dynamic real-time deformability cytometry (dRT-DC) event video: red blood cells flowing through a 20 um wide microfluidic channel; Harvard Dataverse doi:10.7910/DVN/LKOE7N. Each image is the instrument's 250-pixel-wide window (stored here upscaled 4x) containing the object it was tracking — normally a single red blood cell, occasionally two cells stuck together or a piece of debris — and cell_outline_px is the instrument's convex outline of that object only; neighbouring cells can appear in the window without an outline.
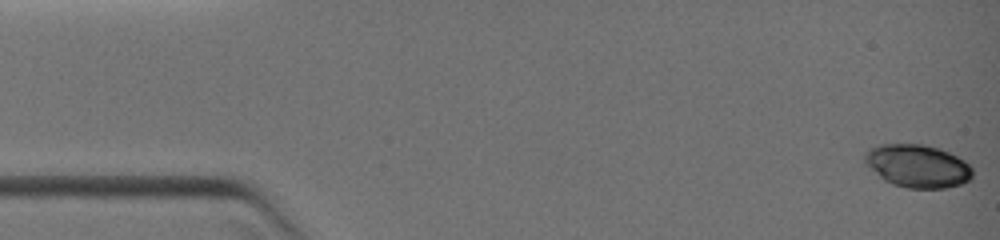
{"species": "common noctule bat (a hibernating species)", "species_latin": "Nyctalus noctula", "temperature_condition": "warm", "stored_images_in_passage": 40, "camera_frame_rate_fps": 3000, "um_per_image_px": 0.085, "animal": {"sex": "female", "body_mass_g": 19.0, "forearm_length_mm": 51.5}, "frame": {"image": 1, "passage_image": 1, "time_ms": 0.0, "image_size_px": [1000, 240], "cell_outline_px": [[972, 176], [968, 180], [960, 184], [944, 188], [908, 188], [892, 184], [884, 180], [864, 160], [864, 156], [872, 148], [884, 144], [924, 144], [948, 152], [964, 160], [972, 168]], "centroid_in_image_um": [78.02, 14.12], "position_along_channel_um": 7.0, "area_um2": 26.41}}
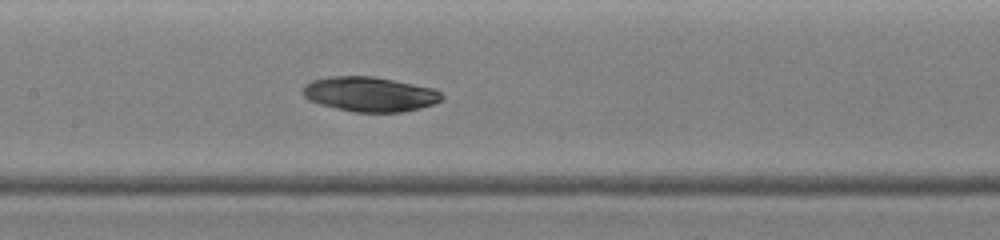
{"frame": {"image": 2, "passage_image": 21, "time_ms": 6.333, "image_size_px": [1000, 240], "cell_outline_px": [[444, 100], [420, 108], [404, 112], [356, 112], [336, 108], [320, 104], [308, 100], [304, 96], [304, 84], [312, 80], [328, 76], [372, 76], [432, 88], [440, 92], [444, 96]], "centroid_in_image_um": [31.43, 8.01], "position_along_channel_um": 176.0, "area_um2": 28.03}}
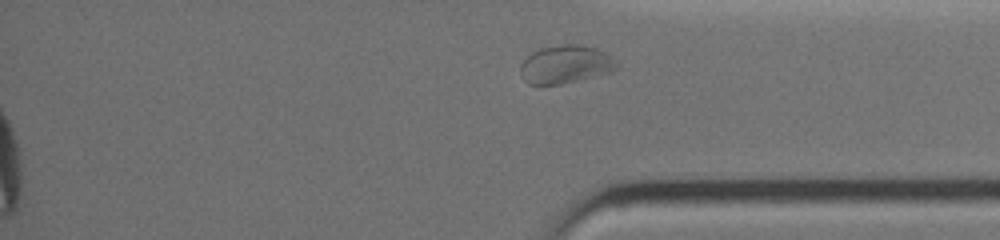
{"frame": {"image": 3, "passage_image": 40, "time_ms": 14.0, "image_size_px": [1000, 240], "cell_outline_px": [[616, 68], [612, 72], [560, 84], [528, 84], [524, 80], [520, 72], [520, 64], [532, 52], [540, 48], [560, 44], [580, 44], [596, 48], [612, 56], [616, 60]], "centroid_in_image_um": [48.06, 5.46], "position_along_channel_um": 387.1, "area_um2": 21.39}}